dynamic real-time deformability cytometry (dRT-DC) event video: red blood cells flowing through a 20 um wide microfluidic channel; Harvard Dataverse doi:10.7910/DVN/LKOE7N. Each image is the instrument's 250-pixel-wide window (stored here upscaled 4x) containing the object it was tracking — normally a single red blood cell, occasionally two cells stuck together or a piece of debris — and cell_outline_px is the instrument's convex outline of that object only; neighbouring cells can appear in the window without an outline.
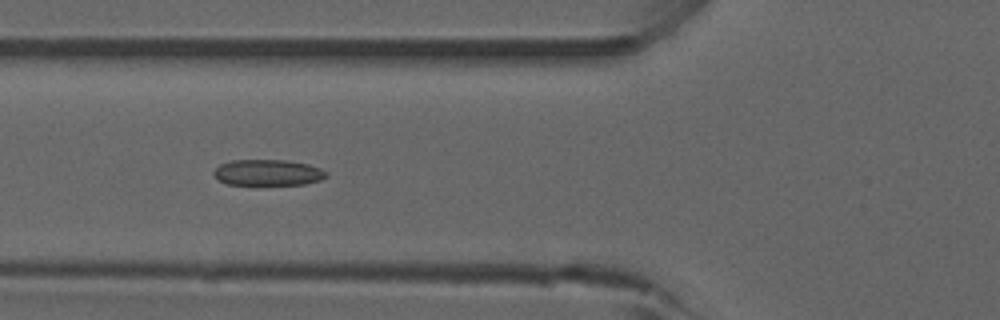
{"species": "common noctule bat (a hibernating species)", "species_latin": "Nyctalus noctula", "temperature_condition": "room temperature", "stored_images_in_passage": 33, "camera_frame_rate_fps": 3000, "um_per_image_px": 0.085, "animal": {"sex": "male", "forearm_length_mm": 52.5}, "frame": {"image": 1, "passage_image": 6, "time_ms": 1.667, "image_size_px": [1000, 320], "cell_outline_px": [[328, 176], [320, 180], [304, 184], [228, 184], [216, 180], [212, 172], [220, 164], [232, 160], [284, 160], [308, 164], [320, 168], [328, 172]], "centroid_in_image_um": [22.75, 14.66], "position_along_channel_um": 103.0, "area_um2": 17.05}, "authors_computed_cell_mechanics": {"area_um2": 17.34, "velocity_mm_per_s": 3.9044, "shape_relaxation_time_tau1_ms": null, "shape_relaxation_time_tau2_ms": 11.315, "deformation_change_tau1": null, "deformation_change_tau2": 0.1544}}